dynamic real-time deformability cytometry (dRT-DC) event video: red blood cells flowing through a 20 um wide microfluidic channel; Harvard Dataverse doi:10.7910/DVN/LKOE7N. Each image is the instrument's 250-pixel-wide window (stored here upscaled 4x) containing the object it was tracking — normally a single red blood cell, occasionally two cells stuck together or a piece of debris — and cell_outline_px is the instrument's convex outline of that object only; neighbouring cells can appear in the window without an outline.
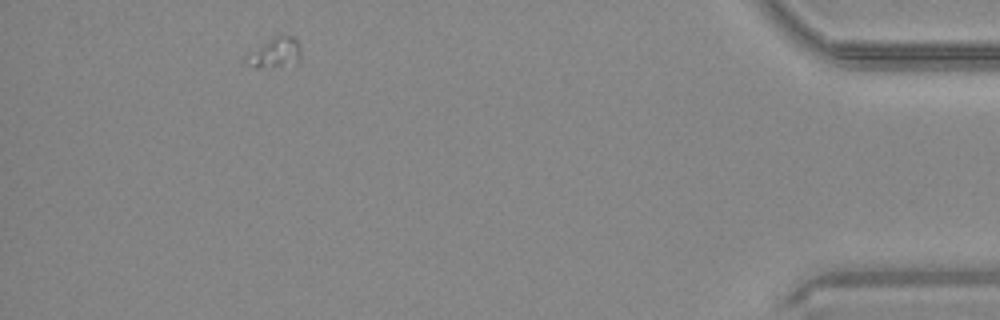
{"species": "common noctule bat (a hibernating species)", "species_latin": "Nyctalus noctula", "temperature_condition": "warm", "stored_images_in_passage": 38, "camera_frame_rate_fps": 3000, "um_per_image_px": 0.085, "animal": {"sex": "male", "body_mass_g": 20.4}, "frame": {"image": 1, "passage_image": 34, "time_ms": 11.0, "image_size_px": [1000, 320], "cell_outline_px": [[300, 60], [296, 64], [272, 68], [256, 68], [244, 60], [240, 56], [272, 36], [292, 36], [296, 40], [300, 48]], "centroid_in_image_um": [23.3, 4.5], "position_along_channel_um": 411.9, "area_um2": 10.12}}